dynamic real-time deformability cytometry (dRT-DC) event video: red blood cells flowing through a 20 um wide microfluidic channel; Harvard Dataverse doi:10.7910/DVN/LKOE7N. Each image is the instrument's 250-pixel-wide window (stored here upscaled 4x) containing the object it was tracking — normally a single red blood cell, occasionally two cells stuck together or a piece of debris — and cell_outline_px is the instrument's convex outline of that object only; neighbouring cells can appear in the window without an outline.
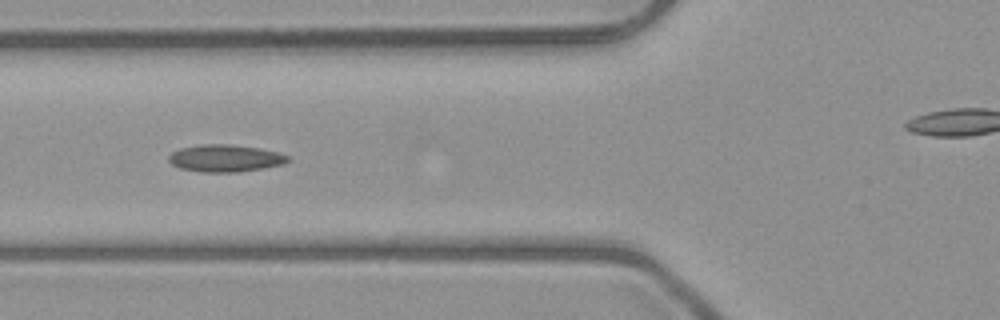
{"species": "common noctule bat (a hibernating species)", "species_latin": "Nyctalus noctula", "temperature_condition": "room temperature", "stored_images_in_passage": 8, "camera_frame_rate_fps": 3000, "um_per_image_px": 0.085, "animal": {"sex": "male", "body_mass_g": 23.1, "forearm_length_mm": 52.7}, "frame": {"image": 1, "passage_image": 6, "time_ms": 5.667, "image_size_px": [1000, 320], "cell_outline_px": [[288, 160], [284, 164], [240, 172], [200, 172], [180, 168], [172, 164], [168, 160], [168, 156], [172, 152], [180, 148], [200, 144], [228, 144], [260, 148], [276, 152], [288, 156]], "centroid_in_image_um": [19.11, 13.45], "position_along_channel_um": 106.7, "area_um2": 18.84}}
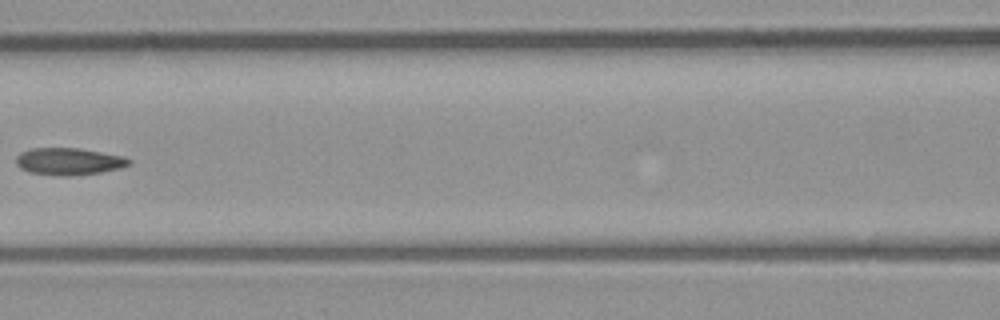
{"frame": {"image": 2, "passage_image": 7, "time_ms": 7.0, "image_size_px": [1000, 320], "cell_outline_px": [[132, 164], [120, 168], [100, 172], [68, 176], [60, 176], [28, 172], [20, 168], [16, 164], [16, 156], [20, 152], [32, 148], [80, 148], [124, 156], [132, 160]], "centroid_in_image_um": [5.85, 13.72], "position_along_channel_um": 160.7, "area_um2": 17.98}}